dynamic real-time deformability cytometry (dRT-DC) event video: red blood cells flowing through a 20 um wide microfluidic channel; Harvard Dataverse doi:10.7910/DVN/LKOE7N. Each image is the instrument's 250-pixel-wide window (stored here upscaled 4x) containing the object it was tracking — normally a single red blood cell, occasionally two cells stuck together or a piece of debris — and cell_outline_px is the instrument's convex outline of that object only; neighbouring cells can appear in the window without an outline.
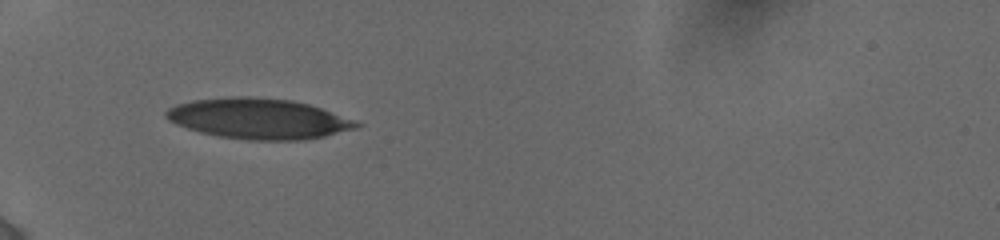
{"species": "human", "species_latin": "Homo sapiens", "temperature_condition": "cold", "stored_images_in_passage": 4, "camera_frame_rate_fps": 3000, "um_per_image_px": 0.085, "donor": {"sex": "female"}, "frame": {"image": 1, "passage_image": 1, "time_ms": 0.0, "image_size_px": [1000, 240], "cell_outline_px": [[364, 124], [356, 128], [324, 136], [304, 140], [248, 140], [220, 136], [200, 132], [176, 124], [168, 120], [164, 116], [164, 112], [168, 108], [176, 104], [192, 100], [228, 96], [252, 96], [292, 100], [308, 104], [320, 108]], "centroid_in_image_um": [21.93, 10.07], "position_along_channel_um": 63.1, "area_um2": 44.91}}